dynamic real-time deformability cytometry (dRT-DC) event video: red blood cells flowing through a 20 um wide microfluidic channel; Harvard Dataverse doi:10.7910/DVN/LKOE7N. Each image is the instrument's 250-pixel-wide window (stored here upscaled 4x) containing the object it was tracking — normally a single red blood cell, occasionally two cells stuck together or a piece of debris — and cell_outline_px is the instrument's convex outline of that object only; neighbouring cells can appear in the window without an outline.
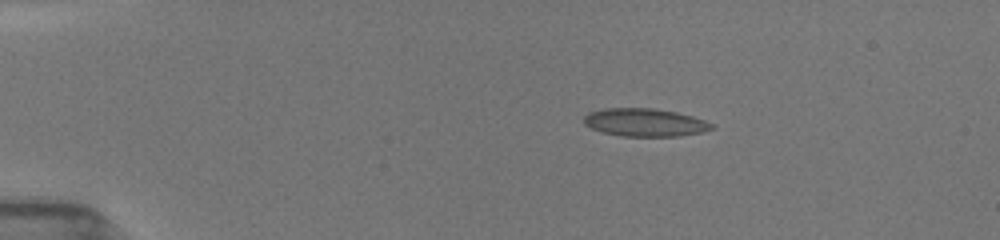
{"species": "common noctule bat (a hibernating species)", "species_latin": "Nyctalus noctula", "temperature_condition": "room temperature", "stored_images_in_passage": 51, "camera_frame_rate_fps": 3000, "um_per_image_px": 0.085, "animal": {"sex": "female", "body_mass_g": 19.5, "forearm_length_mm": 54.1}, "frame": {"image": 1, "passage_image": 9, "time_ms": 2.667, "image_size_px": [1000, 240], "cell_outline_px": [[712, 128], [700, 132], [680, 136], [620, 136], [604, 132], [592, 128], [584, 124], [584, 116], [588, 112], [604, 108], [652, 108], [676, 112], [692, 116], [704, 120], [712, 124]], "centroid_in_image_um": [54.77, 10.4], "position_along_channel_um": 30.2, "area_um2": 20.63}}
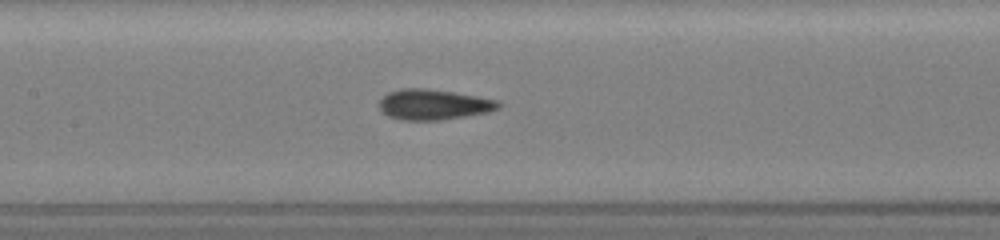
{"frame": {"image": 2, "passage_image": 25, "time_ms": 8.0, "image_size_px": [1000, 240], "cell_outline_px": [[500, 108], [488, 112], [440, 120], [400, 120], [388, 116], [380, 108], [380, 100], [388, 92], [400, 88], [424, 88], [452, 92], [500, 100]], "centroid_in_image_um": [36.86, 8.88], "position_along_channel_um": 170.5, "area_um2": 21.04}}
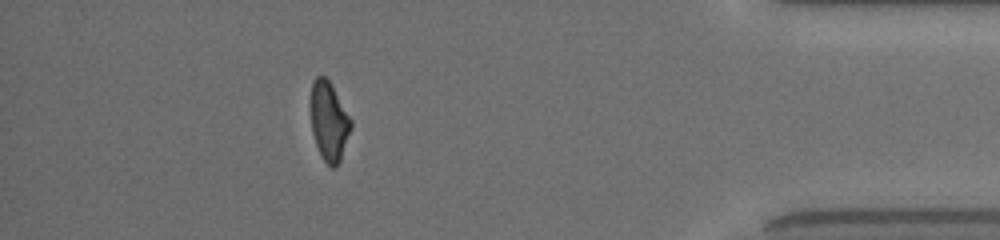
{"frame": {"image": 3, "passage_image": 46, "time_ms": 15.0, "image_size_px": [1000, 240], "cell_outline_px": [[352, 128], [340, 160], [336, 168], [332, 168], [324, 160], [316, 144], [312, 132], [308, 104], [308, 100], [312, 80], [316, 76], [324, 76], [332, 84], [352, 120]], "centroid_in_image_um": [27.93, 10.24], "position_along_channel_um": 407.3, "area_um2": 19.13}, "authors_computed_cell_mechanics": {"area_um2": 20.5768, "velocity_mm_per_s": 3.9687, "shape_relaxation_time_tau1_ms": 11.1554, "shape_relaxation_time_tau2_ms": 1.4917, "deformation_change_tau1": 0.246, "deformation_change_tau2": 0.0511}}